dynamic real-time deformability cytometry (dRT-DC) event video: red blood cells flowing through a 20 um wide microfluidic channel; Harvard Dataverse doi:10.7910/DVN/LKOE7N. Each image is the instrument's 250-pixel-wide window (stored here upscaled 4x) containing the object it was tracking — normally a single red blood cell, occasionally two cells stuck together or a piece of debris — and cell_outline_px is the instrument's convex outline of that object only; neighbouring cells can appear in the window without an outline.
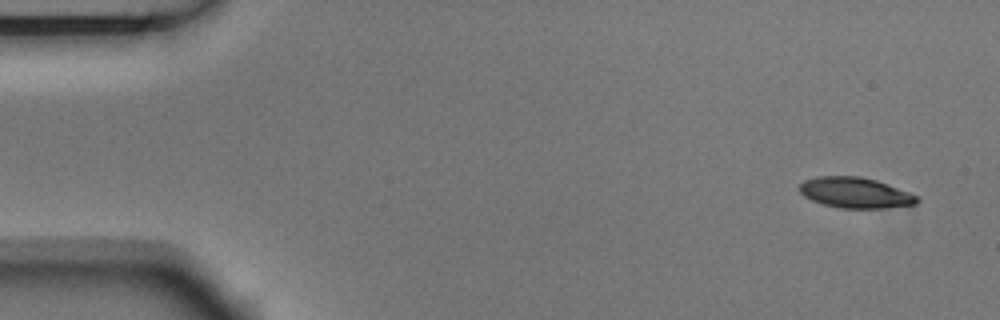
{"species": "Egyptian fruit bat (a non-hibernating species)", "species_latin": "Rousettus aegyptiacus", "temperature_condition": "room temperature", "stored_images_in_passage": 3, "camera_frame_rate_fps": 3000, "um_per_image_px": 0.085, "animal": {"sex": "male"}, "frame": {"image": 1, "passage_image": 1, "time_ms": 0.0, "image_size_px": [1000, 320], "cell_outline_px": [[920, 200], [916, 204], [880, 208], [840, 208], [824, 204], [812, 200], [804, 196], [800, 192], [800, 184], [804, 180], [816, 176], [860, 176], [876, 180], [888, 184], [920, 196]], "centroid_in_image_um": [72.72, 16.37], "position_along_channel_um": 12.3, "area_um2": 20.98}}